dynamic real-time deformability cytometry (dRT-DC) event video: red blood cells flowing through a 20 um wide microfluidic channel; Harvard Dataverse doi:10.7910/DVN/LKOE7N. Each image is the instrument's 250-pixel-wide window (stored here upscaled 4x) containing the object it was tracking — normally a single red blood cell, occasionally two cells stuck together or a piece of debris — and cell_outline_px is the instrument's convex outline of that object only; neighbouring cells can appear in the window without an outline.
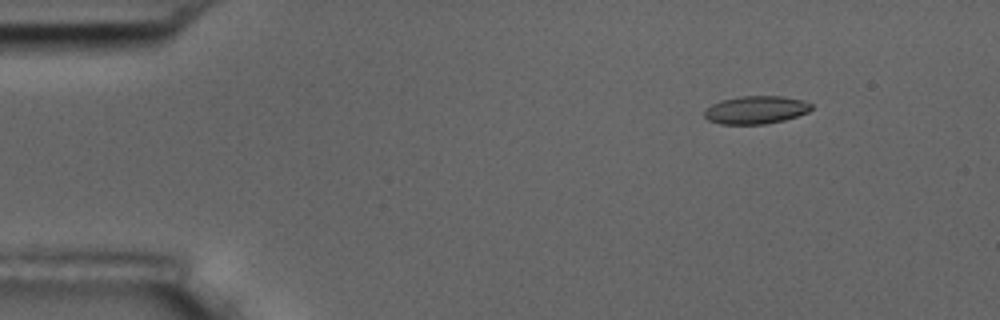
{"species": "common noctule bat (a hibernating species)", "species_latin": "Nyctalus noctula", "temperature_condition": "room temperature", "stored_images_in_passage": 8, "camera_frame_rate_fps": 3000, "um_per_image_px": 0.085, "animal": {"sex": "male", "body_mass_g": 17.5, "forearm_length_mm": 52.3}, "frame": {"image": 1, "passage_image": 3, "time_ms": 2.0, "image_size_px": [1000, 320], "cell_outline_px": [[812, 108], [808, 112], [784, 120], [764, 124], [720, 124], [708, 120], [704, 116], [704, 112], [712, 104], [720, 100], [740, 96], [784, 96], [804, 100], [812, 104]], "centroid_in_image_um": [64.26, 9.33], "position_along_channel_um": 20.7, "area_um2": 17.46}}
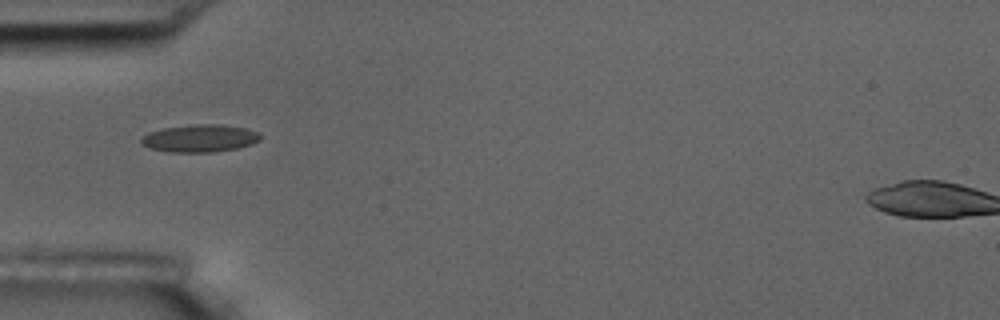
{"frame": {"image": 2, "passage_image": 6, "time_ms": 5.667, "image_size_px": [1000, 320], "cell_outline_px": [[260, 140], [252, 144], [236, 148], [212, 152], [168, 152], [148, 148], [140, 144], [140, 140], [148, 132], [160, 128], [192, 124], [220, 124], [244, 128], [256, 132], [260, 136]], "centroid_in_image_um": [16.91, 11.75], "position_along_channel_um": 68.1, "area_um2": 19.19}}